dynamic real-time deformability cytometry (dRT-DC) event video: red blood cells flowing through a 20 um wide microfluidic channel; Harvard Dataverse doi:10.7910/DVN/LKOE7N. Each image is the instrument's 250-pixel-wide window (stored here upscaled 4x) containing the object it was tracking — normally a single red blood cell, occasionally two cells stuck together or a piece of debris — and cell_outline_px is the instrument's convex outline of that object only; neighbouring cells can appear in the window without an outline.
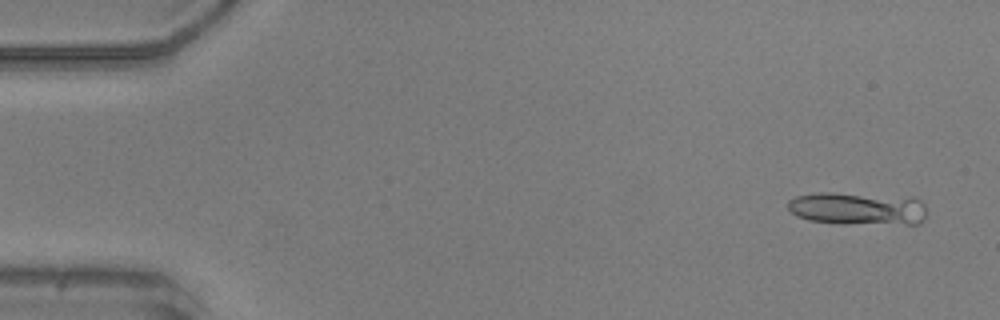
{"species": "common noctule bat (a hibernating species)", "species_latin": "Nyctalus noctula", "temperature_condition": "warm", "stored_images_in_passage": 11, "camera_frame_rate_fps": 3000, "um_per_image_px": 0.085, "animal": {"sex": "male", "body_mass_g": 20.5, "forearm_length_mm": 52.5}, "frame": {"image": 1, "passage_image": 3, "time_ms": 0.667, "image_size_px": [1000, 320], "cell_outline_px": [[924, 220], [920, 224], [840, 224], [808, 220], [796, 216], [788, 208], [788, 200], [796, 196], [812, 192], [832, 192], [912, 196], [920, 200], [924, 204]], "centroid_in_image_um": [72.91, 17.72], "position_along_channel_um": 12.1, "area_um2": 27.34}}